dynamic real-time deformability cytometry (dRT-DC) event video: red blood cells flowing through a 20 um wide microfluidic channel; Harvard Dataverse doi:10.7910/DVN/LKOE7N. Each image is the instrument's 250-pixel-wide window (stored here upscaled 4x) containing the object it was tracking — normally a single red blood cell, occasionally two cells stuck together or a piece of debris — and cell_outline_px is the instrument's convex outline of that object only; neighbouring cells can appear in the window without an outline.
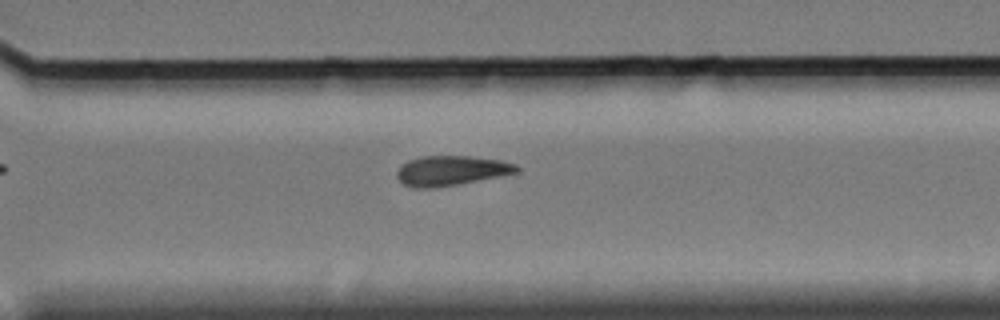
{"species": "Egyptian fruit bat (a non-hibernating species)", "species_latin": "Rousettus aegyptiacus", "temperature_condition": "cold", "stored_images_in_passage": 9, "camera_frame_rate_fps": 3000, "um_per_image_px": 0.085, "animal": {"sex": "female"}, "frame": {"image": 1, "passage_image": 9, "time_ms": 9.333, "image_size_px": [1000, 320], "cell_outline_px": [[520, 172], [436, 188], [412, 188], [404, 184], [396, 176], [396, 172], [408, 160], [424, 156], [472, 156], [500, 160], [516, 164], [520, 168]], "centroid_in_image_um": [38.36, 14.5], "position_along_channel_um": 332.2, "area_um2": 20.75}}